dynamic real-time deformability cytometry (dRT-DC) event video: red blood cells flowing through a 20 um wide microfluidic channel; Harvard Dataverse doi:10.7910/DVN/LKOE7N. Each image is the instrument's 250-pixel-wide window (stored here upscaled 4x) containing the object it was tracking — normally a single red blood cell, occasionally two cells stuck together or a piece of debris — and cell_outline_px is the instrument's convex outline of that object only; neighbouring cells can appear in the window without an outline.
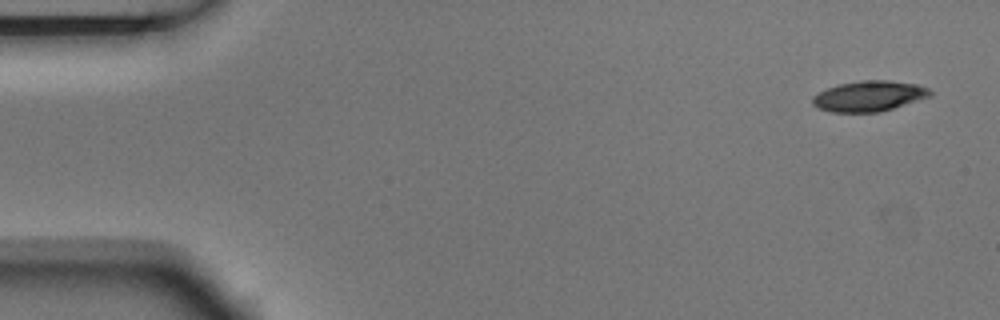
{"species": "Egyptian fruit bat (a non-hibernating species)", "species_latin": "Rousettus aegyptiacus", "temperature_condition": "room temperature", "stored_images_in_passage": 7, "camera_frame_rate_fps": 3000, "um_per_image_px": 0.085, "animal": {"sex": "male"}, "frame": {"image": 1, "passage_image": 1, "time_ms": 0.0, "image_size_px": [1000, 320], "cell_outline_px": [[932, 96], [880, 112], [832, 112], [820, 108], [812, 104], [812, 96], [828, 88], [840, 84], [860, 80], [888, 80], [916, 84], [928, 88], [932, 92]], "centroid_in_image_um": [73.89, 8.17], "position_along_channel_um": 11.1, "area_um2": 20.81}}
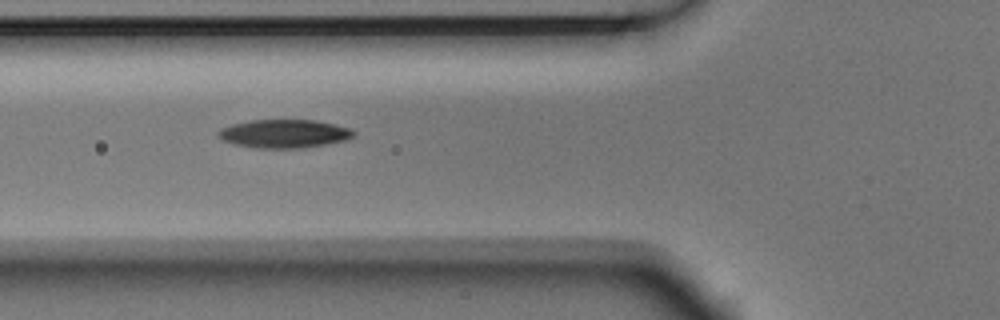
{"frame": {"image": 2, "passage_image": 6, "time_ms": 1.667, "image_size_px": [1000, 320], "cell_outline_px": [[356, 132], [352, 136], [344, 140], [324, 144], [300, 148], [256, 148], [236, 144], [224, 140], [216, 132], [220, 128], [232, 124], [252, 120], [316, 120], [336, 124], [348, 128]], "centroid_in_image_um": [24.14, 11.35], "position_along_channel_um": 101.7, "area_um2": 22.14}}
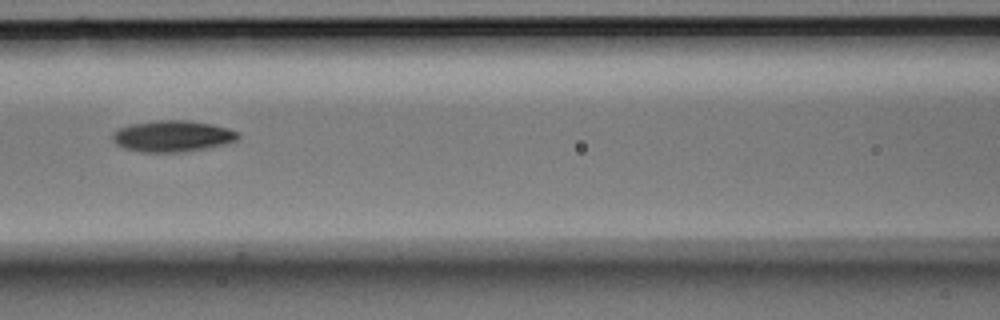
{"frame": {"image": 3, "passage_image": 7, "time_ms": 2.0, "image_size_px": [1000, 320], "cell_outline_px": [[240, 136], [236, 140], [228, 144], [184, 152], [140, 152], [124, 148], [116, 144], [112, 140], [112, 132], [128, 124], [160, 120], [188, 120], [212, 124], [228, 128], [240, 132]], "centroid_in_image_um": [14.67, 11.57], "position_along_channel_um": 151.9, "area_um2": 23.18}}